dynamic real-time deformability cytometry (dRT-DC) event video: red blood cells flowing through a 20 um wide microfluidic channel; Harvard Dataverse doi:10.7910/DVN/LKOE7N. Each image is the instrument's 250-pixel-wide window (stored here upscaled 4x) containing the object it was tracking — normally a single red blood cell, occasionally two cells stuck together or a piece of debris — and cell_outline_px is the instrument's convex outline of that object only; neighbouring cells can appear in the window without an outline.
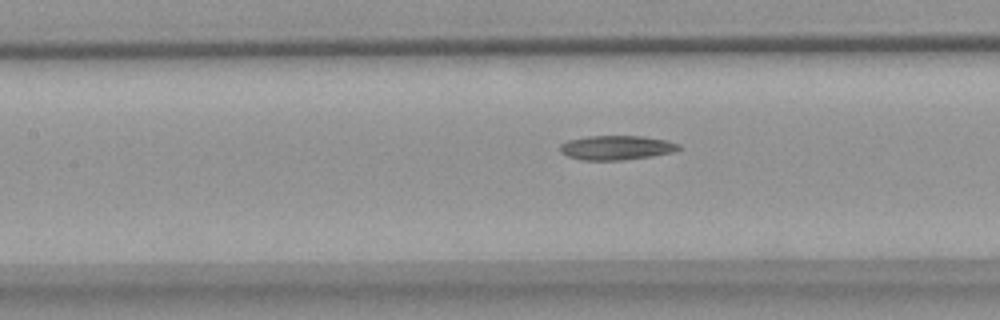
{"species": "common noctule bat (a hibernating species)", "species_latin": "Nyctalus noctula", "temperature_condition": "warm", "stored_images_in_passage": 39, "camera_frame_rate_fps": 3000, "um_per_image_px": 0.085, "animal": {"sex": "female", "body_mass_g": 18.4}, "frame": {"image": 1, "passage_image": 13, "time_ms": 4.0, "image_size_px": [1000, 320], "cell_outline_px": [[680, 148], [672, 152], [648, 156], [620, 160], [584, 160], [568, 156], [560, 152], [560, 144], [568, 140], [588, 136], [640, 136], [668, 140], [680, 144]], "centroid_in_image_um": [52.37, 12.54], "position_along_channel_um": 155.0, "area_um2": 16.65}}
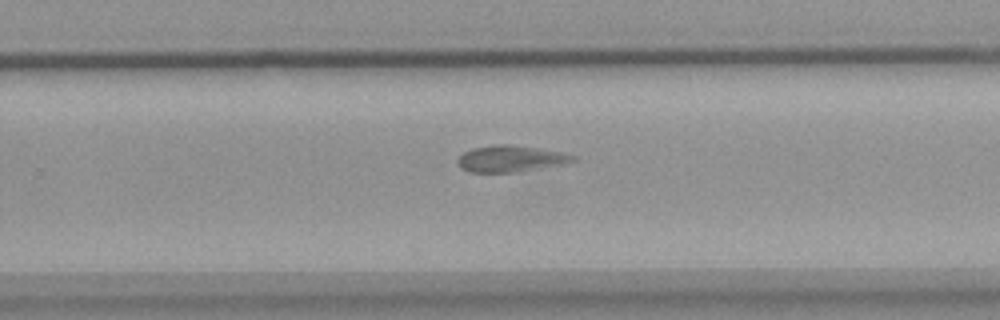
{"frame": {"image": 2, "passage_image": 24, "time_ms": 7.667, "image_size_px": [1000, 320], "cell_outline_px": [[576, 160], [564, 164], [516, 172], [468, 172], [460, 168], [456, 164], [456, 160], [464, 152], [472, 148], [496, 144], [508, 144], [536, 148], [560, 152], [576, 156]], "centroid_in_image_um": [43.35, 13.49], "position_along_channel_um": 286.5, "area_um2": 17.74}}
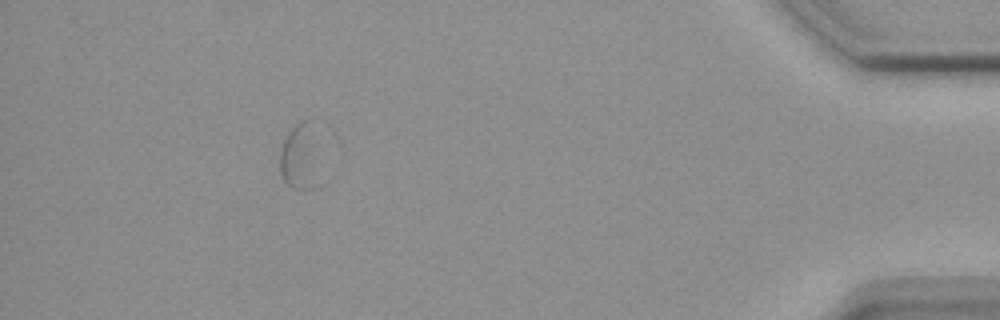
{"frame": {"image": 3, "passage_image": 39, "time_ms": 12.667, "image_size_px": [1000, 320], "cell_outline_px": [[308, 120], [304, 188], [292, 188], [284, 180], [280, 172], [280, 148], [288, 132], [300, 120]], "centroid_in_image_um": [25.04, 13.21], "position_along_channel_um": 410.2, "area_um2": 10.52}, "authors_computed_cell_mechanics": {"area_um2": 16.6464, "velocity_mm_per_s": 3.5947, "shape_relaxation_time_tau1_ms": null, "shape_relaxation_time_tau2_ms": 2.888, "deformation_change_tau1": null, "deformation_change_tau2": 0.0791}}